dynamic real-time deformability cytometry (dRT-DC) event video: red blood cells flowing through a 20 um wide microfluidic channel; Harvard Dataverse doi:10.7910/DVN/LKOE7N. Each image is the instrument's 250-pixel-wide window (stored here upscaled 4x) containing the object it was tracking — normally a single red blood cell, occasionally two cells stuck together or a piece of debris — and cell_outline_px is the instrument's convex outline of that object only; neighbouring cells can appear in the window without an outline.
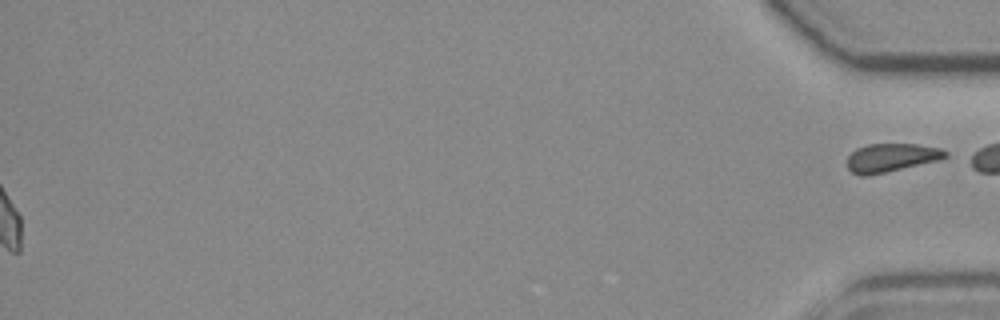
{"species": "common noctule bat (a hibernating species)", "species_latin": "Nyctalus noctula", "temperature_condition": "room temperature", "stored_images_in_passage": 52, "segment_of_instrument_passage": [2, 2], "camera_frame_rate_fps": 3000, "um_per_image_px": 0.085, "animal": {"sex": "female", "body_mass_g": 19.3, "forearm_length_mm": 54.1}, "frame": {"image": 1, "passage_image": 52, "time_ms": 17.0, "image_size_px": [1000, 320], "cell_outline_px": [[948, 156], [936, 160], [868, 176], [860, 176], [852, 172], [848, 168], [848, 156], [856, 148], [868, 144], [916, 144], [940, 148], [948, 152]], "centroid_in_image_um": [75.72, 13.39], "position_along_channel_um": 359.5, "area_um2": 16.01}}